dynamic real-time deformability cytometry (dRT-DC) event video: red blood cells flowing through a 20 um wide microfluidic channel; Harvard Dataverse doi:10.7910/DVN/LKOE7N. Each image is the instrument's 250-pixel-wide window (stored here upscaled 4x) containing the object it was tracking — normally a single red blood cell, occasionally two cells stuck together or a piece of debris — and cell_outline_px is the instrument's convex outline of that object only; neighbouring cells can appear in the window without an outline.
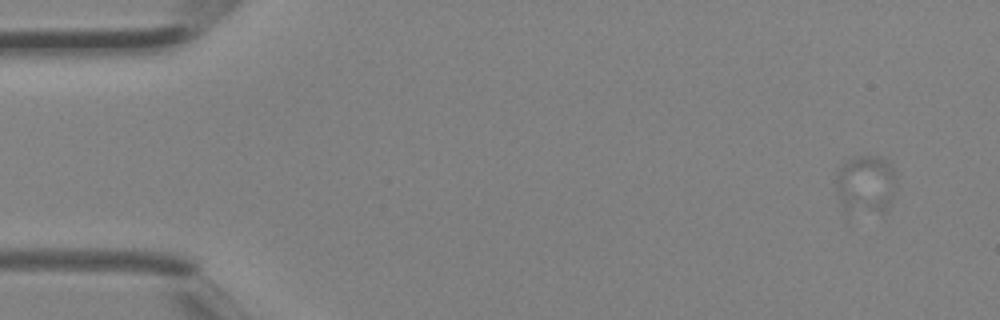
{"species": "Egyptian fruit bat (a non-hibernating species)", "species_latin": "Rousettus aegyptiacus", "temperature_condition": "room temperature", "stored_images_in_passage": 4, "camera_frame_rate_fps": 3000, "um_per_image_px": 0.085, "animal": {"sex": "female"}, "frame": {"image": 1, "passage_image": 1, "time_ms": 0.0, "image_size_px": [1000, 320], "cell_outline_px": [[896, 172], [892, 192], [888, 208], [884, 212], [844, 212], [836, 188], [836, 172], [852, 156], [880, 156], [888, 160]], "centroid_in_image_um": [73.57, 15.65], "position_along_channel_um": 11.4, "area_um2": 20.69}}
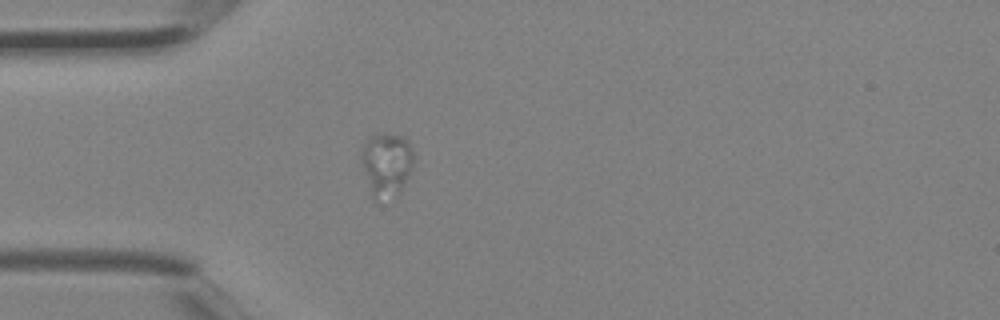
{"frame": {"image": 2, "passage_image": 4, "time_ms": 1.0, "image_size_px": [1000, 320], "cell_outline_px": [[412, 168], [408, 176], [400, 188], [376, 200], [372, 200], [360, 160], [360, 148], [368, 136], [376, 132], [384, 132], [404, 136], [408, 140], [412, 148]], "centroid_in_image_um": [32.78, 13.83], "position_along_channel_um": 52.2, "area_um2": 19.42}}